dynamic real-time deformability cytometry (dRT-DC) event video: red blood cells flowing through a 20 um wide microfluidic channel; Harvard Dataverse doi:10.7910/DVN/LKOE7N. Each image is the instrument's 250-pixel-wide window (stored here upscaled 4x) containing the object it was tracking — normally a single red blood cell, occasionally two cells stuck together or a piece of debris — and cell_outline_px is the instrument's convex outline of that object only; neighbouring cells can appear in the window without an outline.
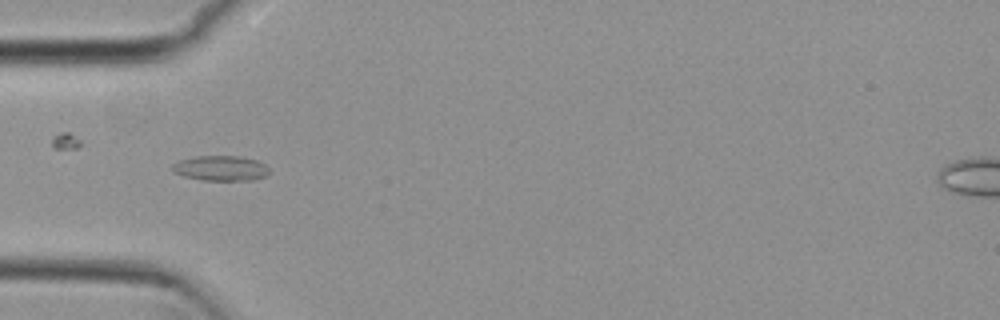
{"species": "common noctule bat (a hibernating species)", "species_latin": "Nyctalus noctula", "temperature_condition": "cold", "stored_images_in_passage": 41, "camera_frame_rate_fps": 3000, "um_per_image_px": 0.085, "animal": {"sex": "female", "body_mass_g": 29.2, "forearm_length_mm": 56.3}, "frame": {"image": 1, "passage_image": 4, "time_ms": 1.0, "image_size_px": [1000, 320], "cell_outline_px": [[268, 172], [264, 176], [252, 180], [204, 180], [184, 176], [172, 172], [172, 164], [180, 160], [196, 156], [240, 156], [256, 160], [264, 164], [268, 168]], "centroid_in_image_um": [18.73, 14.29], "position_along_channel_um": 66.3, "area_um2": 14.05}}
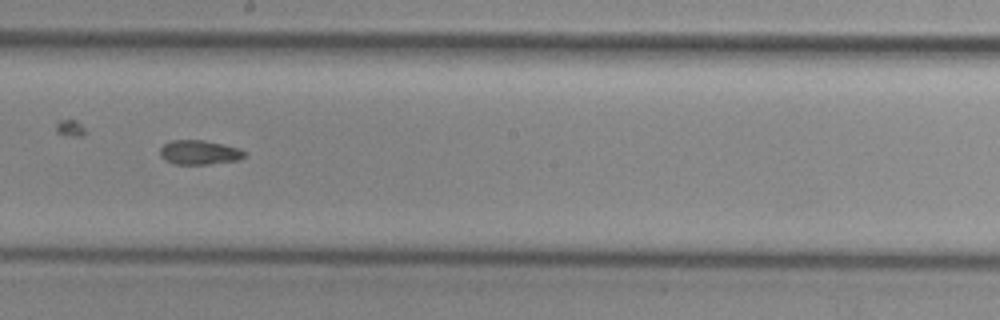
{"frame": {"image": 2, "passage_image": 17, "time_ms": 5.333, "image_size_px": [1000, 320], "cell_outline_px": [[244, 156], [236, 160], [208, 164], [172, 164], [164, 160], [160, 156], [160, 148], [164, 144], [172, 140], [200, 140], [220, 144], [236, 148], [244, 152]], "centroid_in_image_um": [16.84, 12.96], "position_along_channel_um": 231.4, "area_um2": 11.68}}
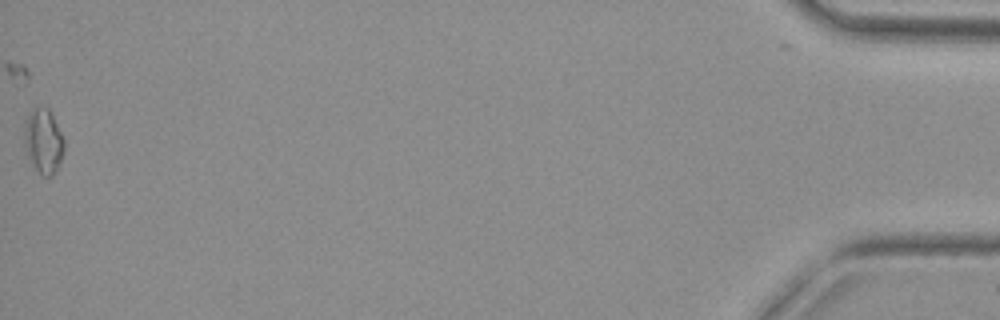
{"frame": {"image": 3, "passage_image": 41, "time_ms": 13.333, "image_size_px": [1000, 320], "cell_outline_px": [[64, 148], [56, 172], [52, 176], [40, 176], [28, 156], [24, 144], [24, 128], [28, 112], [32, 108], [48, 108], [64, 140]], "centroid_in_image_um": [3.67, 12.02], "position_along_channel_um": 431.5, "area_um2": 14.8}, "authors_computed_cell_mechanics": {"area_um2": 12.427, "velocity_mm_per_s": 3.8172, "shape_relaxation_time_tau1_ms": null, "shape_relaxation_time_tau2_ms": 4.8375, "deformation_change_tau1": null, "deformation_change_tau2": 0.0772}}